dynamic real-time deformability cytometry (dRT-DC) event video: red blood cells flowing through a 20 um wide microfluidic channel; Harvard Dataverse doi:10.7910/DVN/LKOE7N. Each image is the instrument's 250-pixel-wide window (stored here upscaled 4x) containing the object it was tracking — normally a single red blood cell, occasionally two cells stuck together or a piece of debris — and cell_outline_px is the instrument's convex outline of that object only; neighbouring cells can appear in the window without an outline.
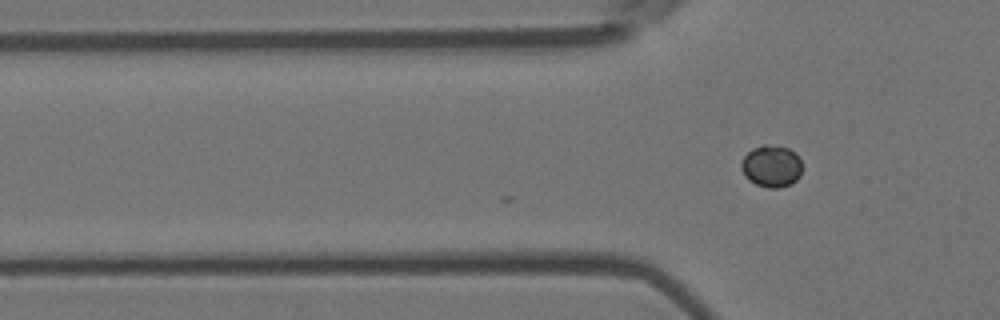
{"species": "Egyptian fruit bat (a non-hibernating species)", "species_latin": "Rousettus aegyptiacus", "temperature_condition": "room temperature", "stored_images_in_passage": 4, "camera_frame_rate_fps": 3000, "um_per_image_px": 0.085, "animal": {"sex": "female"}, "frame": {"image": 1, "passage_image": 4, "time_ms": 1.0, "image_size_px": [1000, 320], "cell_outline_px": [[804, 168], [800, 176], [792, 184], [780, 188], [768, 188], [756, 184], [748, 180], [744, 176], [740, 168], [740, 164], [744, 156], [752, 148], [764, 144], [788, 148], [796, 152]], "centroid_in_image_um": [65.59, 14.14], "position_along_channel_um": 60.2, "area_um2": 15.26}}